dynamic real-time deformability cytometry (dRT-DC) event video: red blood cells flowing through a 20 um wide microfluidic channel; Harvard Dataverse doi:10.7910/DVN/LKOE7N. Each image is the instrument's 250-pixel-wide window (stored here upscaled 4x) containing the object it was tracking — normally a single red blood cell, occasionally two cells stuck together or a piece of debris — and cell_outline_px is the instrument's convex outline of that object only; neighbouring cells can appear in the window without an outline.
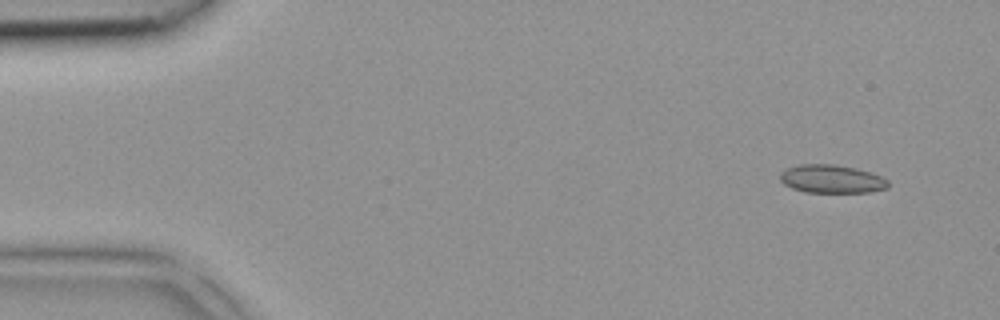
{"species": "common noctule bat (a hibernating species)", "species_latin": "Nyctalus noctula", "temperature_condition": "room temperature", "stored_images_in_passage": 4, "camera_frame_rate_fps": 3000, "um_per_image_px": 0.085, "animal": {"sex": "female", "body_mass_g": 18.4}, "frame": {"image": 1, "passage_image": 1, "time_ms": 0.0, "image_size_px": [1000, 320], "cell_outline_px": [[888, 188], [868, 192], [804, 192], [792, 188], [784, 184], [780, 180], [780, 172], [788, 168], [800, 164], [836, 164], [856, 168], [872, 172], [888, 180]], "centroid_in_image_um": [70.69, 15.21], "position_along_channel_um": 14.3, "area_um2": 17.86}}